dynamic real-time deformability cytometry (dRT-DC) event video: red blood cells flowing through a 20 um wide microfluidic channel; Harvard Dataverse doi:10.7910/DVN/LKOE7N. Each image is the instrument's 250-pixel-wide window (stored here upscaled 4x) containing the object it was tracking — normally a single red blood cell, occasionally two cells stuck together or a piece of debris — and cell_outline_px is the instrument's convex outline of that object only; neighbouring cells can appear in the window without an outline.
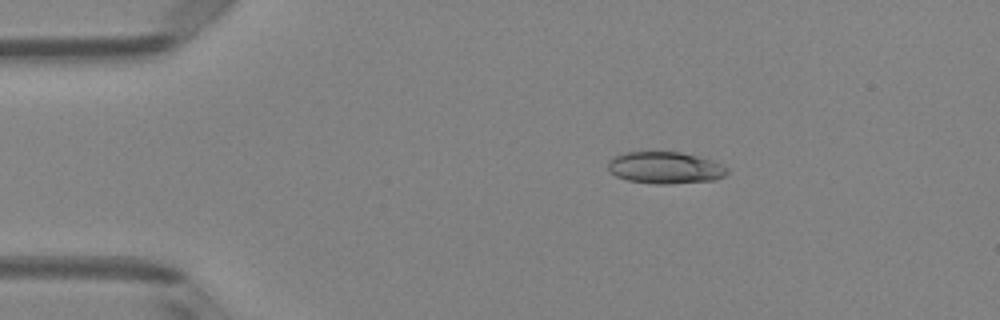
{"species": "Egyptian fruit bat (a non-hibernating species)", "species_latin": "Rousettus aegyptiacus", "temperature_condition": "room temperature", "stored_images_in_passage": 7, "camera_frame_rate_fps": 3000, "um_per_image_px": 0.085, "animal": {"sex": "female"}, "frame": {"image": 1, "passage_image": 3, "time_ms": 0.667, "image_size_px": [1000, 320], "cell_outline_px": [[728, 172], [724, 176], [716, 180], [668, 184], [656, 184], [628, 180], [616, 176], [608, 172], [608, 160], [612, 156], [624, 152], [680, 152], [712, 160], [724, 164], [728, 168]], "centroid_in_image_um": [56.53, 14.26], "position_along_channel_um": 28.5, "area_um2": 22.37}}
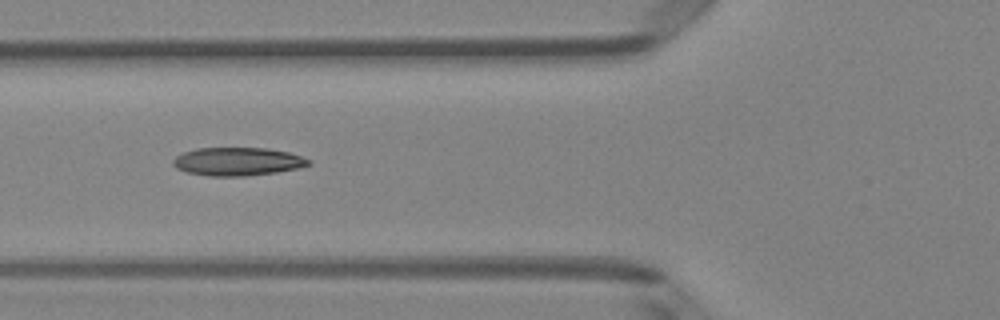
{"frame": {"image": 2, "passage_image": 6, "time_ms": 1.667, "image_size_px": [1000, 320], "cell_outline_px": [[312, 164], [300, 168], [276, 172], [244, 176], [208, 176], [188, 172], [176, 168], [172, 164], [172, 160], [176, 156], [184, 152], [196, 148], [268, 148], [288, 152], [312, 160]], "centroid_in_image_um": [20.21, 13.73], "position_along_channel_um": 105.6, "area_um2": 22.37}}
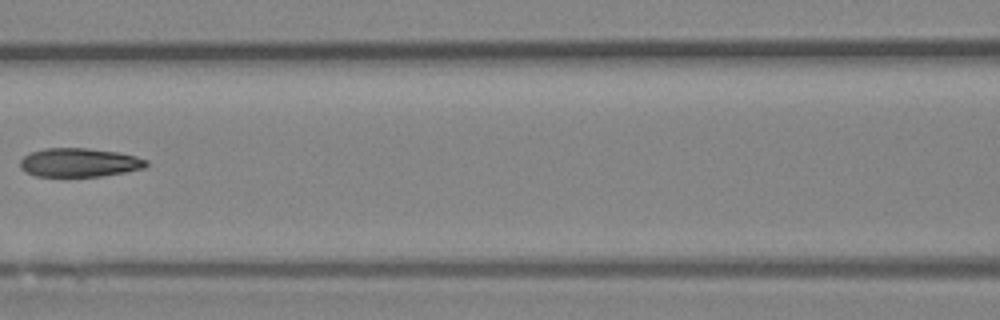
{"frame": {"image": 3, "passage_image": 7, "time_ms": 2.0, "image_size_px": [1000, 320], "cell_outline_px": [[148, 164], [144, 168], [124, 172], [100, 176], [36, 176], [24, 172], [20, 168], [20, 160], [24, 156], [32, 152], [44, 148], [88, 148], [120, 152], [136, 156], [148, 160]], "centroid_in_image_um": [6.74, 13.81], "position_along_channel_um": 159.9, "area_um2": 21.21}}